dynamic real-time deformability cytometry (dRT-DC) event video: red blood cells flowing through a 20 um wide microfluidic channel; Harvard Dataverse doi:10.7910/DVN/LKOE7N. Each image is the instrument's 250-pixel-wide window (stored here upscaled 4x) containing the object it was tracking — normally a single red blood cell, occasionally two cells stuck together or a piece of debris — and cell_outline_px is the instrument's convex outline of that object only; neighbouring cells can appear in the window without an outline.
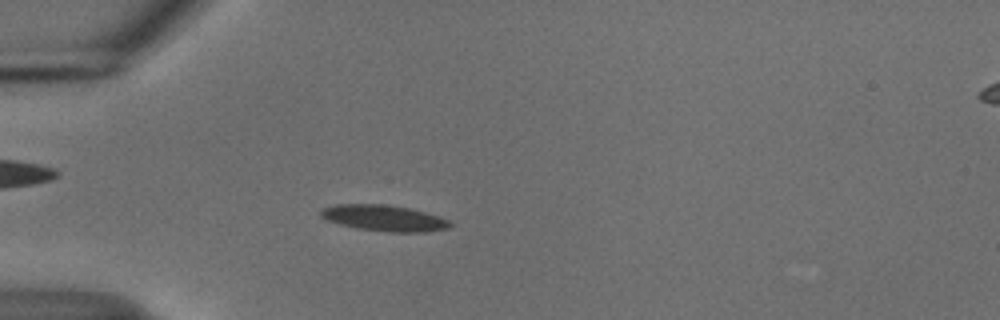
{"species": "common noctule bat (a hibernating species)", "species_latin": "Nyctalus noctula", "temperature_condition": "cold", "stored_images_in_passage": 52, "camera_frame_rate_fps": 3000, "um_per_image_px": 0.085, "animal": {"sex": "male", "body_mass_g": 18.8}, "frame": {"image": 1, "passage_image": 14, "time_ms": 4.333, "image_size_px": [1000, 320], "cell_outline_px": [[452, 224], [448, 228], [424, 232], [388, 232], [356, 228], [340, 224], [328, 220], [320, 216], [320, 212], [324, 208], [336, 204], [384, 204], [412, 208], [448, 220]], "centroid_in_image_um": [32.63, 18.53], "position_along_channel_um": 52.4, "area_um2": 19.48}}
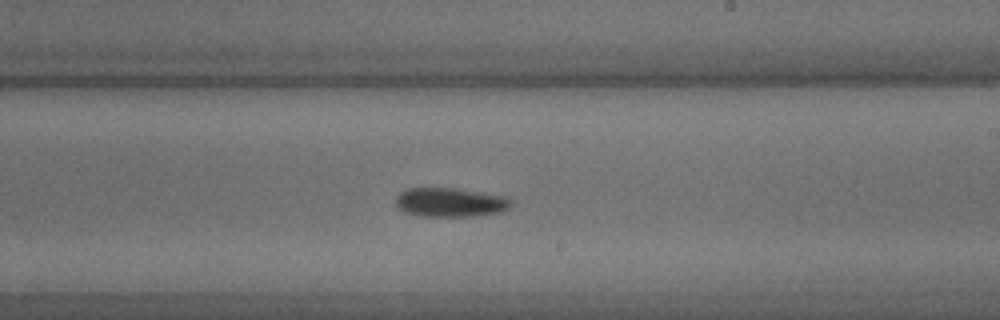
{"frame": {"image": 2, "passage_image": 31, "time_ms": 10.0, "image_size_px": [1000, 320], "cell_outline_px": [[512, 204], [508, 208], [500, 212], [468, 216], [420, 216], [404, 212], [396, 208], [396, 196], [400, 192], [408, 188], [452, 188], [508, 196], [512, 200]], "centroid_in_image_um": [38.25, 17.19], "position_along_channel_um": 250.8, "area_um2": 19.59}}
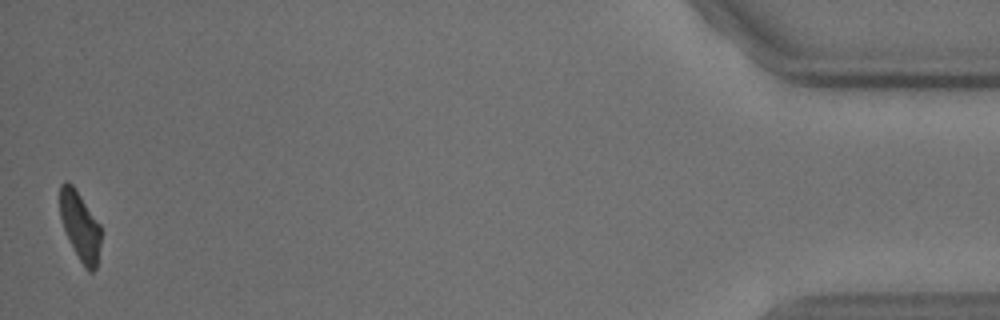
{"frame": {"image": 3, "passage_image": 52, "time_ms": 17.0, "image_size_px": [1000, 320], "cell_outline_px": [[100, 244], [96, 268], [92, 272], [88, 272], [84, 268], [64, 228], [60, 216], [60, 184], [68, 180], [72, 184], [100, 224]], "centroid_in_image_um": [6.81, 19.2], "position_along_channel_um": 428.4, "area_um2": 16.07}, "authors_computed_cell_mechanics": {"area_um2": 18.496, "velocity_mm_per_s": 3.7328, "shape_relaxation_time_tau1_ms": 5.147, "shape_relaxation_time_tau2_ms": null, "deformation_change_tau1": 0.1164, "deformation_change_tau2": null}}